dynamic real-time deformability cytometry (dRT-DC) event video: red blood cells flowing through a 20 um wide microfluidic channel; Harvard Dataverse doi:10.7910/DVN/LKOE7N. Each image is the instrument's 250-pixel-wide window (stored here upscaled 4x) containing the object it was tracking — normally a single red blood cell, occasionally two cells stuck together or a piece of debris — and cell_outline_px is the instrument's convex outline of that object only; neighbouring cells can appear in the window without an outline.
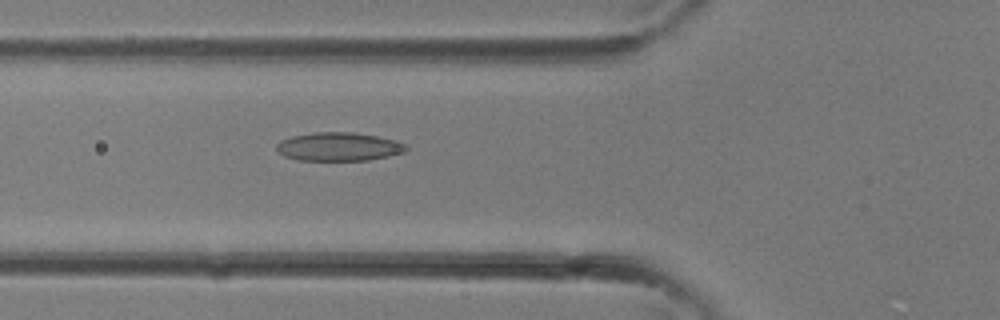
{"species": "common noctule bat (a hibernating species)", "species_latin": "Nyctalus noctula", "temperature_condition": "room temperature", "stored_images_in_passage": 30, "camera_frame_rate_fps": 3000, "um_per_image_px": 0.085, "animal": {"sex": "female"}, "frame": {"image": 1, "passage_image": 9, "time_ms": 2.667, "image_size_px": [1000, 320], "cell_outline_px": [[408, 148], [404, 152], [388, 156], [368, 160], [296, 160], [284, 156], [276, 148], [276, 144], [280, 140], [292, 136], [312, 132], [352, 132], [376, 136], [396, 140], [404, 144]], "centroid_in_image_um": [28.77, 12.46], "position_along_channel_um": 97.0, "area_um2": 21.5}}
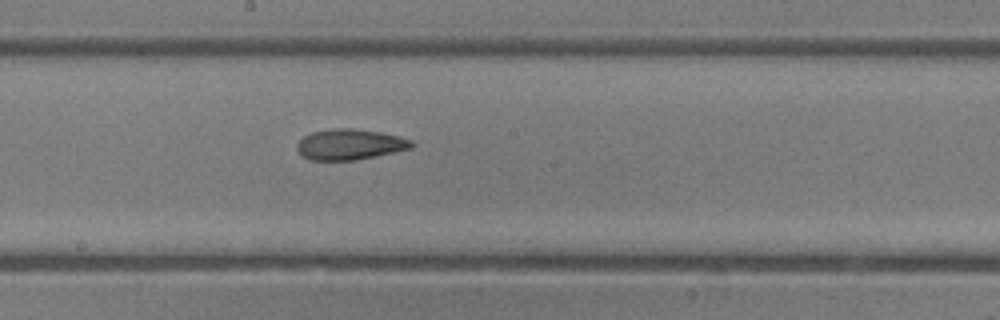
{"frame": {"image": 2, "passage_image": 15, "time_ms": 4.667, "image_size_px": [1000, 320], "cell_outline_px": [[416, 144], [412, 148], [376, 156], [356, 160], [308, 160], [296, 148], [296, 144], [304, 136], [312, 132], [332, 128], [352, 128], [380, 132], [400, 136], [412, 140]], "centroid_in_image_um": [29.76, 12.27], "position_along_channel_um": 218.4, "area_um2": 20.58}}
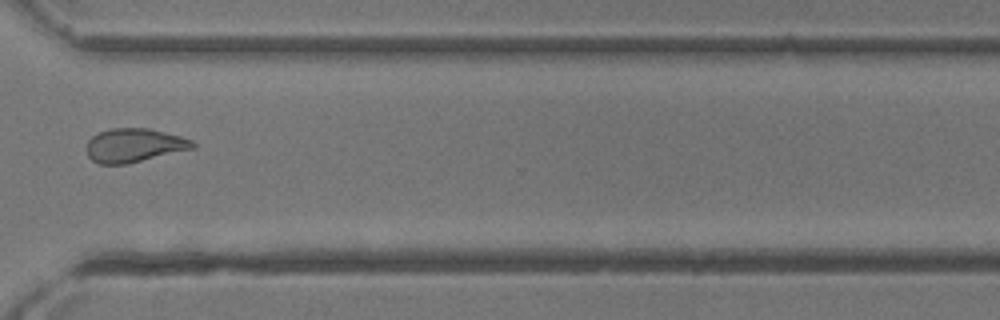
{"frame": {"image": 3, "passage_image": 22, "time_ms": 7.0, "image_size_px": [1000, 320], "cell_outline_px": [[196, 148], [128, 164], [100, 164], [92, 160], [88, 156], [84, 148], [88, 140], [92, 136], [100, 132], [112, 128], [148, 128], [180, 136], [192, 140], [196, 144]], "centroid_in_image_um": [11.39, 12.36], "position_along_channel_um": 359.2, "area_um2": 21.1}}